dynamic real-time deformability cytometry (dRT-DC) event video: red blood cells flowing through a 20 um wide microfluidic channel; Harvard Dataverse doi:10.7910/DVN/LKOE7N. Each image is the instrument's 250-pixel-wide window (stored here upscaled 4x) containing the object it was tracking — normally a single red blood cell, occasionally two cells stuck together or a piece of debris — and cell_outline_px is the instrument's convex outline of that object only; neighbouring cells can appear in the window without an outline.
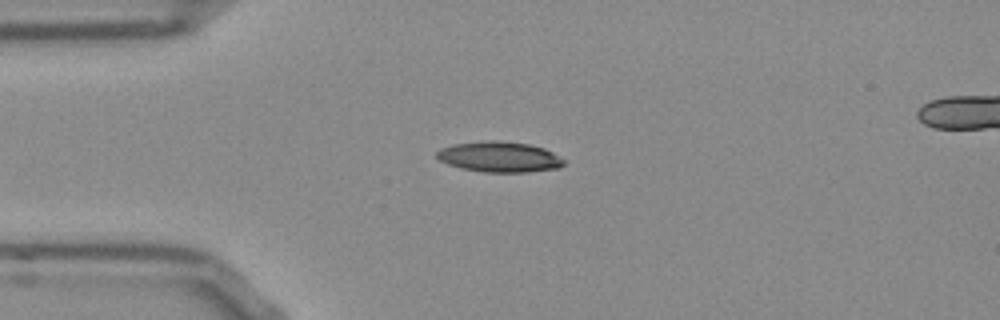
{"species": "Egyptian fruit bat (a non-hibernating species)", "species_latin": "Rousettus aegyptiacus", "temperature_condition": "room temperature", "stored_images_in_passage": 42, "segment_of_instrument_passage": [1, 2], "camera_frame_rate_fps": 3000, "um_per_image_px": 0.085, "frame": {"image": 1, "passage_image": 1, "time_ms": 0.0, "image_size_px": [1000, 320], "cell_outline_px": [[564, 164], [560, 168], [528, 172], [484, 172], [460, 168], [448, 164], [440, 160], [436, 156], [436, 152], [440, 148], [452, 144], [488, 140], [496, 140], [528, 144], [544, 148], [552, 152], [564, 160]], "centroid_in_image_um": [42.43, 13.33], "position_along_channel_um": 42.6, "area_um2": 22.66}}
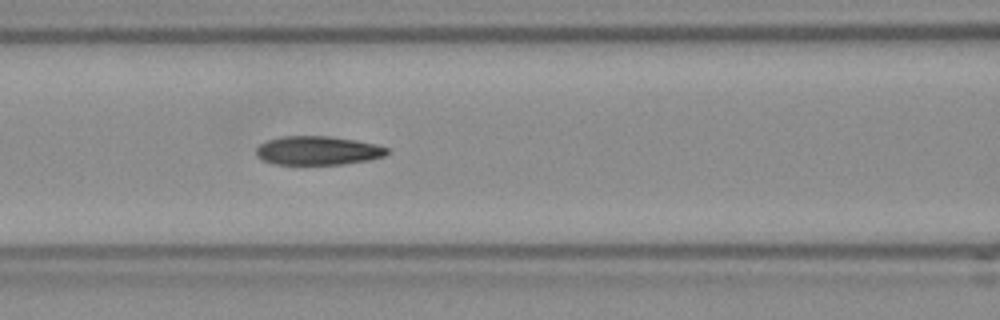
{"frame": {"image": 2, "passage_image": 10, "time_ms": 3.0, "image_size_px": [1000, 320], "cell_outline_px": [[388, 152], [384, 156], [368, 160], [344, 164], [276, 164], [264, 160], [256, 156], [256, 148], [260, 144], [268, 140], [284, 136], [328, 136], [356, 140], [376, 144], [388, 148]], "centroid_in_image_um": [27.02, 12.79], "position_along_channel_um": 139.6, "area_um2": 21.85}}
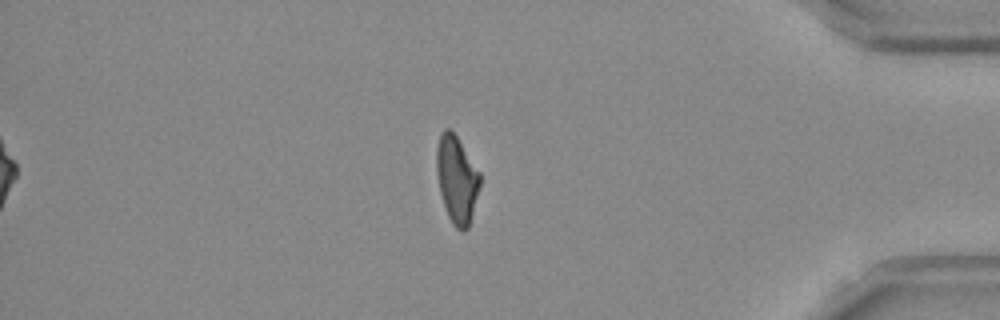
{"frame": {"image": 3, "passage_image": 33, "time_ms": 10.667, "image_size_px": [1000, 320], "cell_outline_px": [[480, 184], [468, 228], [464, 232], [456, 228], [452, 224], [448, 216], [440, 192], [436, 172], [436, 148], [440, 136], [444, 128], [448, 128], [456, 136], [480, 172]], "centroid_in_image_um": [38.81, 15.26], "position_along_channel_um": 396.4, "area_um2": 21.79}}